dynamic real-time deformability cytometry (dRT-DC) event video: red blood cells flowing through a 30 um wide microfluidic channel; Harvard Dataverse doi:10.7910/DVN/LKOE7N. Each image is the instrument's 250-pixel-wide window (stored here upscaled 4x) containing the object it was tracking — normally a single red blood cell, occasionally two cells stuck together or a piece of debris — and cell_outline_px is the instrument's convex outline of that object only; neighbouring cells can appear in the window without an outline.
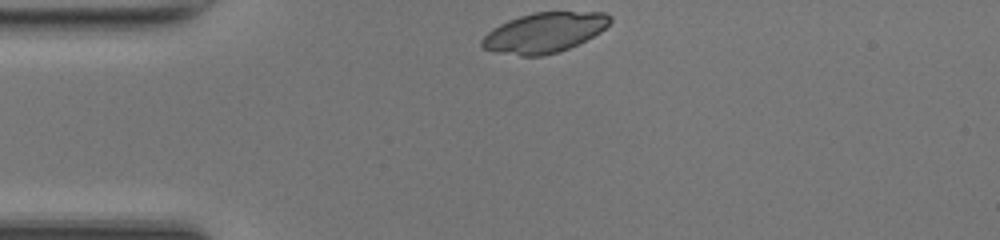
{"species": "common noctule bat (a hibernating species)", "species_latin": "Nyctalus noctula", "temperature_condition": "room temperature", "stored_images_in_passage": 29, "camera_frame_rate_fps": 3000, "um_per_image_px": 0.085, "animal": {"sex": "female", "body_mass_g": 17.0, "forearm_length_mm": 48.0}, "frame": {"image": 1, "passage_image": 1, "time_ms": 0.0, "image_size_px": [1000, 240], "cell_outline_px": [[612, 20], [600, 32], [560, 52], [544, 56], [520, 56], [496, 52], [484, 48], [480, 44], [480, 40], [488, 32], [500, 24], [508, 20], [532, 12], [604, 12], [612, 16]], "centroid_in_image_um": [46.25, 2.77], "position_along_channel_um": 38.8, "area_um2": 29.77}}
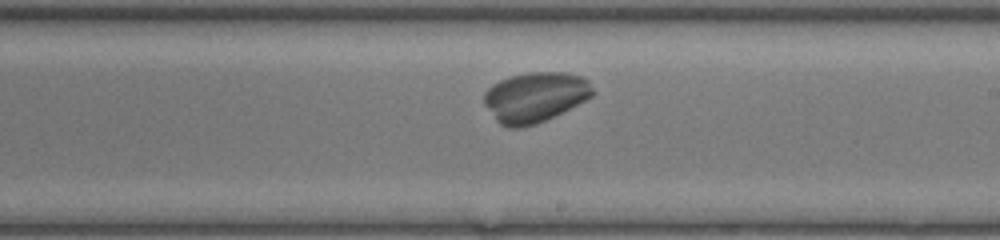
{"frame": {"image": 2, "passage_image": 18, "time_ms": 5.667, "image_size_px": [1000, 240], "cell_outline_px": [[592, 96], [536, 124], [520, 128], [508, 128], [500, 124], [496, 120], [484, 104], [484, 92], [492, 84], [508, 76], [528, 72], [564, 72], [584, 76], [588, 80], [592, 88]], "centroid_in_image_um": [45.43, 8.24], "position_along_channel_um": 243.6, "area_um2": 31.56}}
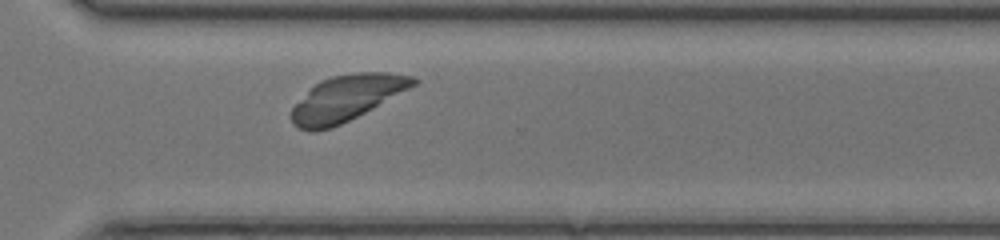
{"frame": {"image": 3, "passage_image": 25, "time_ms": 8.0, "image_size_px": [1000, 240], "cell_outline_px": [[420, 80], [416, 84], [372, 108], [332, 128], [316, 132], [308, 132], [292, 124], [292, 108], [320, 80], [332, 76], [356, 72], [388, 72], [416, 76]], "centroid_in_image_um": [29.47, 8.33], "position_along_channel_um": 341.1, "area_um2": 31.96}}